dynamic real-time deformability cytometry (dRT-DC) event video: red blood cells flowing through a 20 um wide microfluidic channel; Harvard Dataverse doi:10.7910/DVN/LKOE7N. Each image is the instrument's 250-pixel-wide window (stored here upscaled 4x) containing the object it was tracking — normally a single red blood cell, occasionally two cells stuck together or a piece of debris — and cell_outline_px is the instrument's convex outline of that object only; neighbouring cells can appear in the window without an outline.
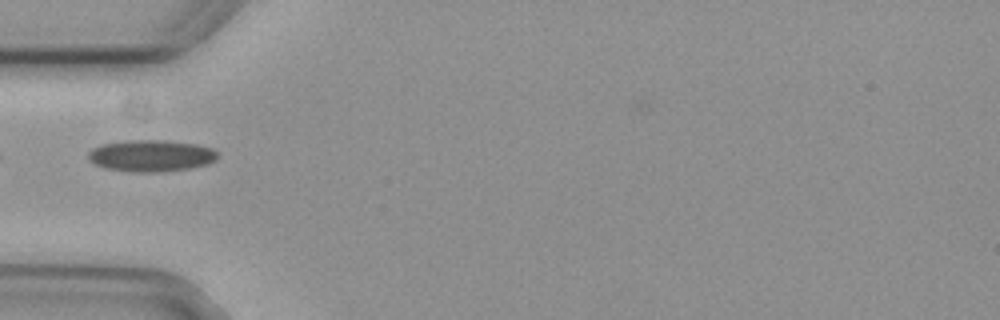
{"species": "common noctule bat (a hibernating species)", "species_latin": "Nyctalus noctula", "temperature_condition": "cold", "stored_images_in_passage": 4, "camera_frame_rate_fps": 3000, "um_per_image_px": 0.085, "animal": {"sex": "female", "body_mass_g": 29.2, "forearm_length_mm": 56.3}, "frame": {"image": 1, "passage_image": 3, "time_ms": 0.667, "image_size_px": [1000, 320], "cell_outline_px": [[216, 160], [208, 164], [192, 168], [164, 172], [132, 172], [104, 168], [88, 160], [88, 152], [92, 148], [100, 144], [124, 140], [164, 140], [196, 144], [212, 148], [216, 152]], "centroid_in_image_um": [12.82, 13.24], "position_along_channel_um": 72.2, "area_um2": 24.16}}